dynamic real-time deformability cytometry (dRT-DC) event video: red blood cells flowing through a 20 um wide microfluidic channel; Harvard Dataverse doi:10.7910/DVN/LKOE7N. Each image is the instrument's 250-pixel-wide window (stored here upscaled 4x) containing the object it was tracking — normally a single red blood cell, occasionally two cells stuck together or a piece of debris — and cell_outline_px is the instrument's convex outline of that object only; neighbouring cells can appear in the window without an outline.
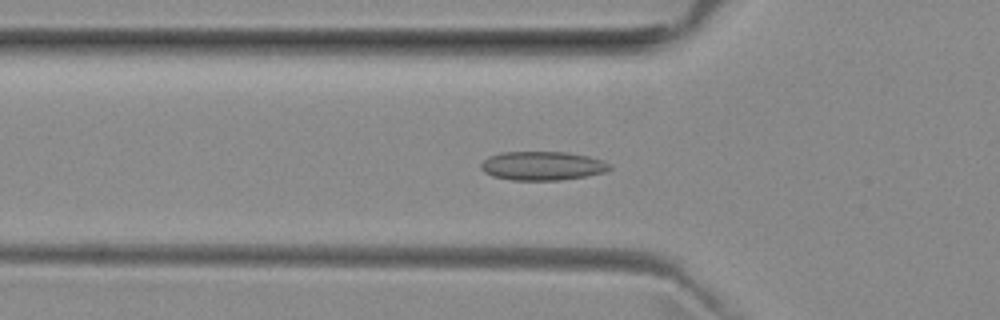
{"species": "common noctule bat (a hibernating species)", "species_latin": "Nyctalus noctula", "temperature_condition": "room temperature", "stored_images_in_passage": 37, "camera_frame_rate_fps": 3000, "um_per_image_px": 0.085, "animal": {"sex": "female", "body_mass_g": 29.2, "forearm_length_mm": 56.3}, "frame": {"image": 1, "passage_image": 2, "time_ms": 0.333, "image_size_px": [1000, 320], "cell_outline_px": [[612, 168], [604, 172], [584, 176], [560, 180], [512, 180], [492, 176], [484, 172], [480, 168], [480, 164], [488, 156], [500, 152], [568, 152], [588, 156], [612, 164]], "centroid_in_image_um": [46.07, 14.09], "position_along_channel_um": 79.7, "area_um2": 21.68}}
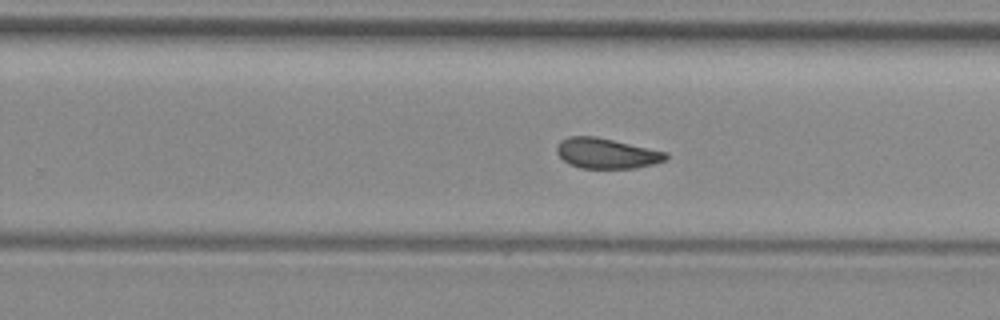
{"frame": {"image": 2, "passage_image": 17, "time_ms": 5.333, "image_size_px": [1000, 320], "cell_outline_px": [[668, 156], [664, 160], [652, 164], [636, 168], [580, 168], [568, 164], [556, 152], [556, 144], [560, 140], [568, 136], [596, 136], [668, 152]], "centroid_in_image_um": [51.52, 13.02], "position_along_channel_um": 278.3, "area_um2": 19.36}}
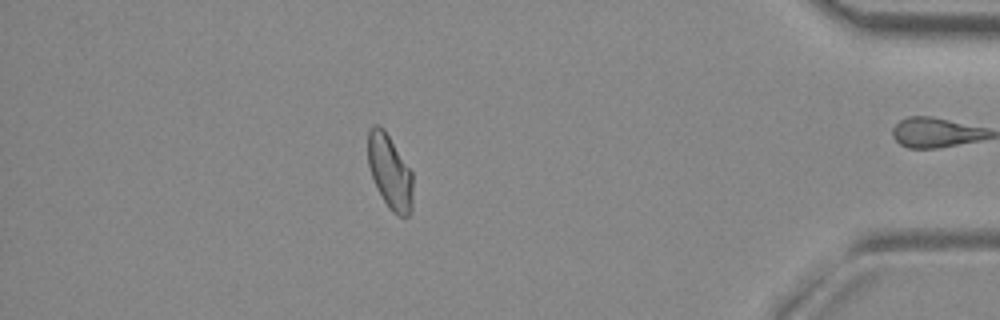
{"frame": {"image": 3, "passage_image": 30, "time_ms": 9.667, "image_size_px": [1000, 320], "cell_outline_px": [[412, 208], [408, 216], [400, 216], [392, 212], [388, 208], [372, 176], [368, 164], [368, 128], [376, 124], [380, 124], [384, 128], [412, 172]], "centroid_in_image_um": [33.13, 14.57], "position_along_channel_um": 402.1, "area_um2": 19.31}, "authors_computed_cell_mechanics": {"area_um2": 19.5942, "velocity_mm_per_s": 3.9648, "shape_relaxation_time_tau1_ms": null, "shape_relaxation_time_tau2_ms": 2.8077, "deformation_change_tau1": null, "deformation_change_tau2": 0.0669}}